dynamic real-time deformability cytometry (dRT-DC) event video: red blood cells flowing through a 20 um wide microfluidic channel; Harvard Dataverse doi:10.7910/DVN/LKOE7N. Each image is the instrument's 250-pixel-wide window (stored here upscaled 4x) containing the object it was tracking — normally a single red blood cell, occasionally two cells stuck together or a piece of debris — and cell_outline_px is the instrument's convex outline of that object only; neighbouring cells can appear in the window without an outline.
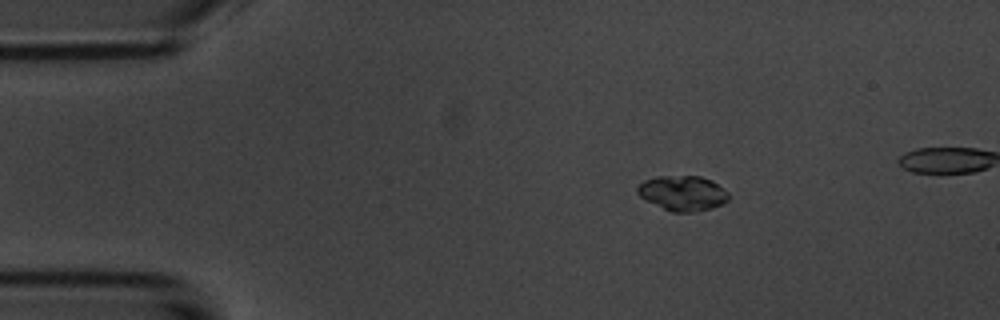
{"species": "common noctule bat (a hibernating species)", "species_latin": "Nyctalus noctula", "temperature_condition": "room temperature", "stored_images_in_passage": 4, "camera_frame_rate_fps": 3000, "um_per_image_px": 0.085, "animal": {"sex": "male", "body_mass_g": 20.1, "forearm_length_mm": 53.5}, "frame": {"image": 1, "passage_image": 1, "time_ms": 0.0, "image_size_px": [1000, 320], "cell_outline_px": [[728, 200], [724, 204], [712, 208], [692, 212], [672, 212], [640, 196], [636, 192], [636, 188], [644, 180], [656, 176], [700, 176], [712, 180], [728, 192]], "centroid_in_image_um": [58.05, 16.41], "position_along_channel_um": 26.9, "area_um2": 18.5}}